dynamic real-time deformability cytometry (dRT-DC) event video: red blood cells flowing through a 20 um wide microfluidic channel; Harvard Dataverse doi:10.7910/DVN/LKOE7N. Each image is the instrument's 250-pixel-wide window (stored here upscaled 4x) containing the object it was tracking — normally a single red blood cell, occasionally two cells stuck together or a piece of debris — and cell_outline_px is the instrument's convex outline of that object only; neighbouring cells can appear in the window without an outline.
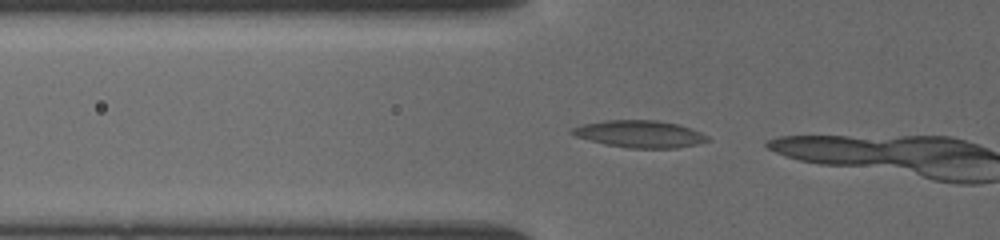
{"species": "common noctule bat (a hibernating species)", "species_latin": "Nyctalus noctula", "temperature_condition": "cold", "stored_images_in_passage": 4, "camera_frame_rate_fps": 3000, "um_per_image_px": 0.085, "animal": {"sex": "female", "body_mass_g": 19.5, "forearm_length_mm": 54.1}, "frame": {"image": 1, "passage_image": 2, "time_ms": 0.333, "image_size_px": [1000, 240], "cell_outline_px": [[708, 140], [696, 144], [676, 148], [628, 148], [604, 144], [576, 136], [568, 132], [572, 128], [580, 124], [604, 120], [656, 120], [680, 124], [692, 128], [708, 136]], "centroid_in_image_um": [54.35, 11.38], "position_along_channel_um": 71.5, "area_um2": 21.5}}